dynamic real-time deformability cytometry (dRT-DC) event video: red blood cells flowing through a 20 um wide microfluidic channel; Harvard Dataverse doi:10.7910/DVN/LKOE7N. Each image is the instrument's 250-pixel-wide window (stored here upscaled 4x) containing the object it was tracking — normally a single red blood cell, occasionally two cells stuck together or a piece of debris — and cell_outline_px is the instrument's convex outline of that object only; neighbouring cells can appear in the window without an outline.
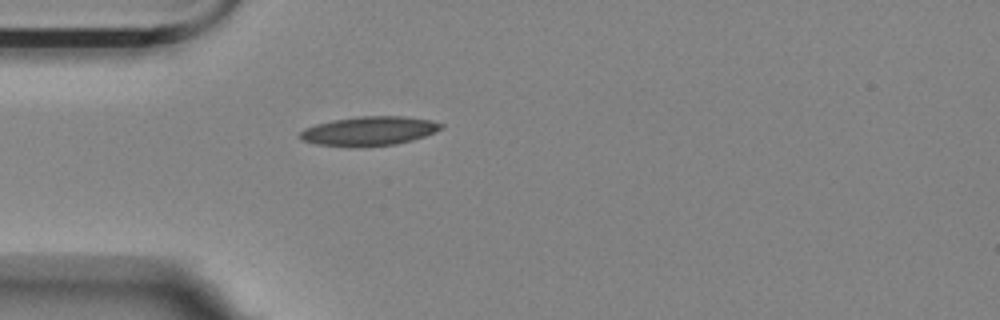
{"species": "Egyptian fruit bat (a non-hibernating species)", "species_latin": "Rousettus aegyptiacus", "temperature_condition": "room temperature", "stored_images_in_passage": 4, "camera_frame_rate_fps": 3000, "um_per_image_px": 0.085, "animal": {"sex": "female"}, "frame": {"image": 1, "passage_image": 4, "time_ms": 1.0, "image_size_px": [1000, 320], "cell_outline_px": [[444, 128], [436, 132], [412, 140], [396, 144], [316, 144], [300, 140], [300, 132], [304, 128], [316, 124], [332, 120], [360, 116], [404, 116], [432, 120], [444, 124]], "centroid_in_image_um": [31.44, 11.08], "position_along_channel_um": 53.6, "area_um2": 23.18}}